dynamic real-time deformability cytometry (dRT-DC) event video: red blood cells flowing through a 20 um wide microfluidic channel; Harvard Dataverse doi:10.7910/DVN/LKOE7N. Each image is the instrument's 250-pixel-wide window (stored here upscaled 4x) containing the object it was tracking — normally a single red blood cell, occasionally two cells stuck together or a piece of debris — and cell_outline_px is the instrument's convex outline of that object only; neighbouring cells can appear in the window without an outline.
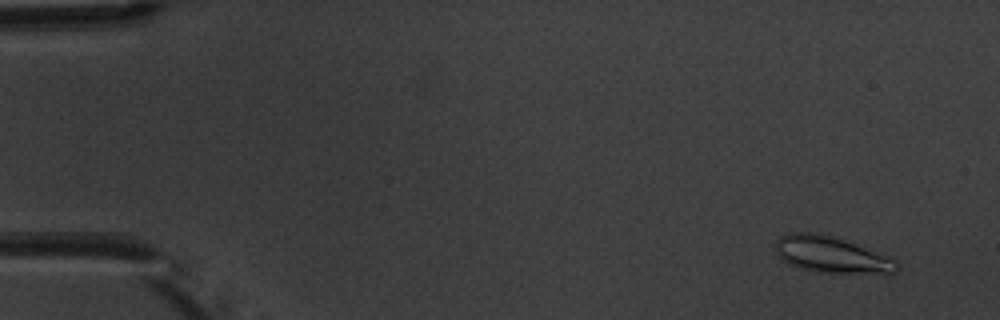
{"species": "common noctule bat (a hibernating species)", "species_latin": "Nyctalus noctula", "temperature_condition": "warm", "stored_images_in_passage": 7, "camera_frame_rate_fps": 3000, "um_per_image_px": 0.085, "animal": {"sex": "male", "body_mass_g": 20.1, "forearm_length_mm": 53.5}, "frame": {"image": 1, "passage_image": 1, "time_ms": 0.0, "image_size_px": [1000, 320], "cell_outline_px": [[900, 268], [896, 272], [888, 276], [820, 272], [788, 264], [776, 252], [776, 240], [780, 236], [788, 232], [808, 232], [828, 236], [844, 240], [892, 256], [900, 264]], "centroid_in_image_um": [70.82, 21.7], "position_along_channel_um": 14.2, "area_um2": 26.3}}
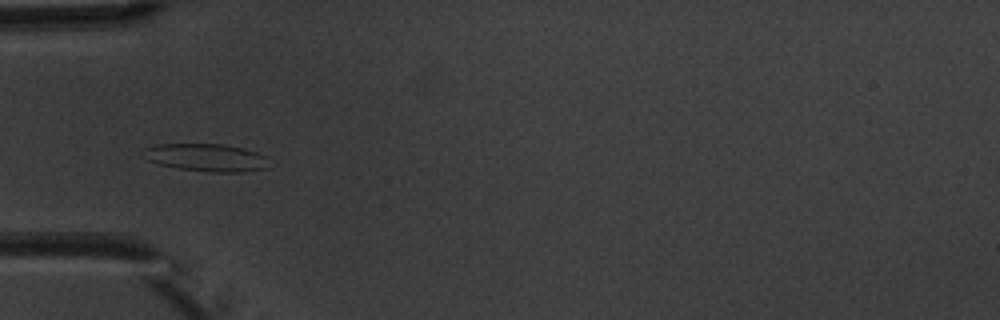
{"frame": {"image": 2, "passage_image": 5, "time_ms": 4.667, "image_size_px": [1000, 320], "cell_outline_px": [[268, 168], [244, 172], [212, 172], [180, 168], [160, 164], [148, 160], [144, 148], [156, 144], [224, 144], [244, 148], [268, 156]], "centroid_in_image_um": [17.62, 13.39], "position_along_channel_um": 67.4, "area_um2": 20.17}}
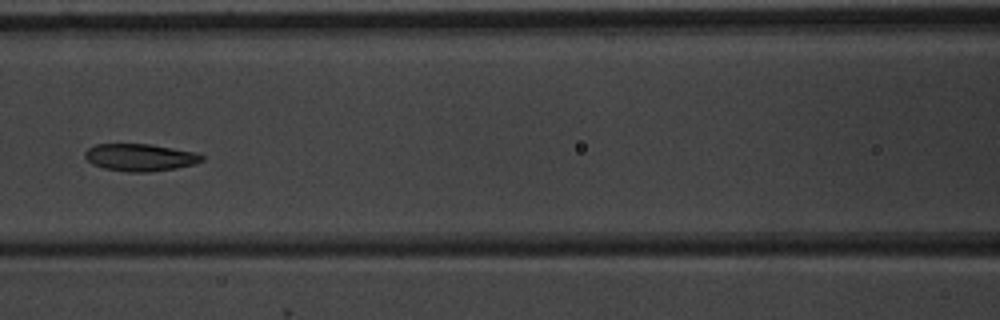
{"frame": {"image": 3, "passage_image": 7, "time_ms": 7.0, "image_size_px": [1000, 320], "cell_outline_px": [[204, 160], [192, 164], [176, 168], [148, 172], [128, 172], [104, 168], [92, 164], [84, 156], [84, 152], [88, 148], [96, 144], [152, 144], [196, 152], [204, 156]], "centroid_in_image_um": [11.9, 13.37], "position_along_channel_um": 154.7, "area_um2": 18.61}}